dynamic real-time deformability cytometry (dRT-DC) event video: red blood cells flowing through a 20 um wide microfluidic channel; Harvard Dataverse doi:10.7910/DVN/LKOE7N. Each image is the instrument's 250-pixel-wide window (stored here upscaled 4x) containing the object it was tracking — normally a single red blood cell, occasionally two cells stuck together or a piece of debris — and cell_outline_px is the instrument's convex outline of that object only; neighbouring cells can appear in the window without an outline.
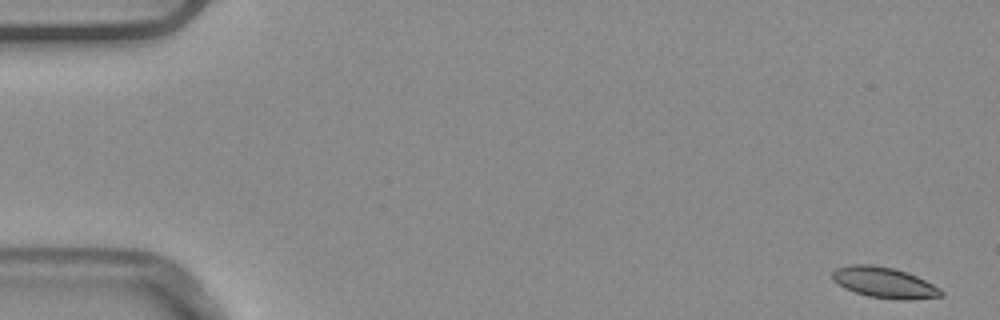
{"species": "common noctule bat (a hibernating species)", "species_latin": "Nyctalus noctula", "temperature_condition": "warm", "stored_images_in_passage": 8, "camera_frame_rate_fps": 3000, "um_per_image_px": 0.085, "animal": {"sex": "male", "body_mass_g": 20.4}, "frame": {"image": 1, "passage_image": 1, "time_ms": 0.0, "image_size_px": [1000, 320], "cell_outline_px": [[944, 296], [908, 300], [900, 300], [868, 296], [844, 288], [832, 280], [832, 272], [836, 268], [852, 264], [872, 264], [892, 268], [916, 276], [940, 288], [944, 292]], "centroid_in_image_um": [75.15, 24.02], "position_along_channel_um": 9.8, "area_um2": 19.42}}
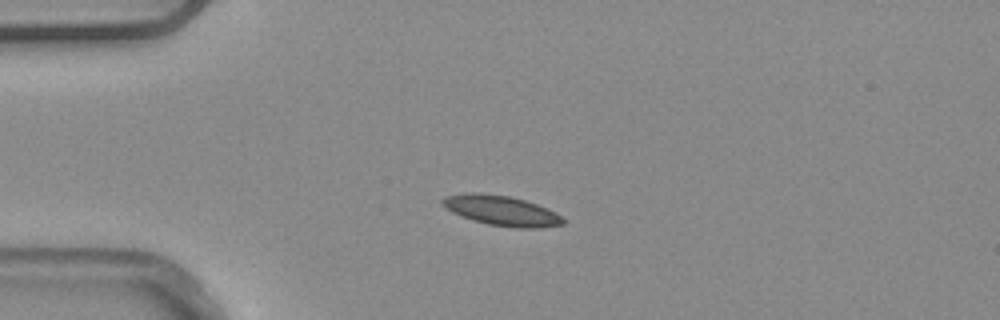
{"frame": {"image": 2, "passage_image": 4, "time_ms": 1.0, "image_size_px": [1000, 320], "cell_outline_px": [[564, 224], [540, 228], [516, 228], [488, 224], [472, 220], [452, 212], [440, 204], [440, 200], [444, 196], [464, 192], [480, 192], [512, 196], [548, 208], [556, 212], [564, 220]], "centroid_in_image_um": [42.58, 17.88], "position_along_channel_um": 42.4, "area_um2": 21.39}}